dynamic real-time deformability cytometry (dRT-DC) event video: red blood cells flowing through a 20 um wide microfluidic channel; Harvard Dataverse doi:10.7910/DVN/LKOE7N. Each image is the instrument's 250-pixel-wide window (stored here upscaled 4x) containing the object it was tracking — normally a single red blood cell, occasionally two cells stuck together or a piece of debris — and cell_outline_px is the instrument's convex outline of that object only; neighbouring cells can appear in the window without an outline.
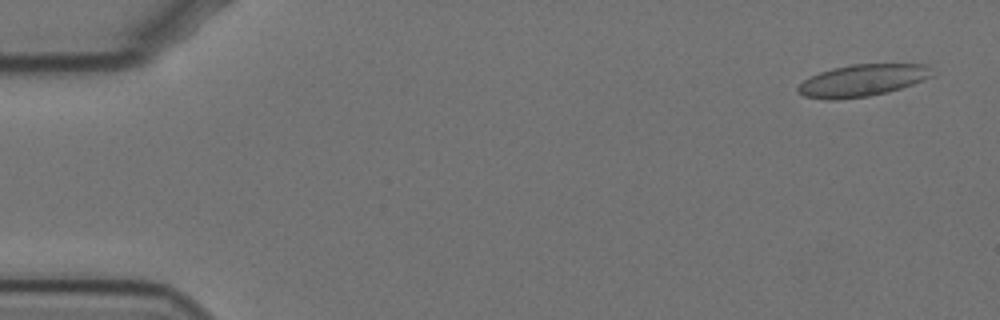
{"species": "Egyptian fruit bat (a non-hibernating species)", "species_latin": "Rousettus aegyptiacus", "temperature_condition": "cold", "stored_images_in_passage": 58, "camera_frame_rate_fps": 3000, "um_per_image_px": 0.085, "animal": {"sex": "female"}, "frame": {"image": 1, "passage_image": 3, "time_ms": 0.667, "image_size_px": [1000, 320], "cell_outline_px": [[932, 76], [924, 80], [888, 92], [868, 96], [836, 100], [824, 100], [804, 96], [796, 92], [796, 88], [804, 80], [820, 72], [832, 68], [852, 64], [928, 64]], "centroid_in_image_um": [73.26, 6.84], "position_along_channel_um": 11.7, "area_um2": 24.97}}
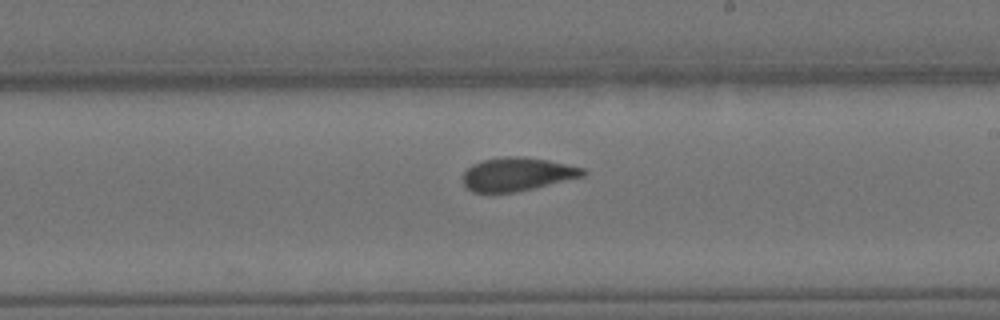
{"frame": {"image": 2, "passage_image": 34, "time_ms": 11.0, "image_size_px": [1000, 320], "cell_outline_px": [[588, 172], [584, 176], [516, 192], [472, 192], [464, 188], [460, 176], [472, 164], [484, 160], [504, 156], [524, 156], [548, 160], [584, 168]], "centroid_in_image_um": [43.92, 14.8], "position_along_channel_um": 245.1, "area_um2": 23.58}}
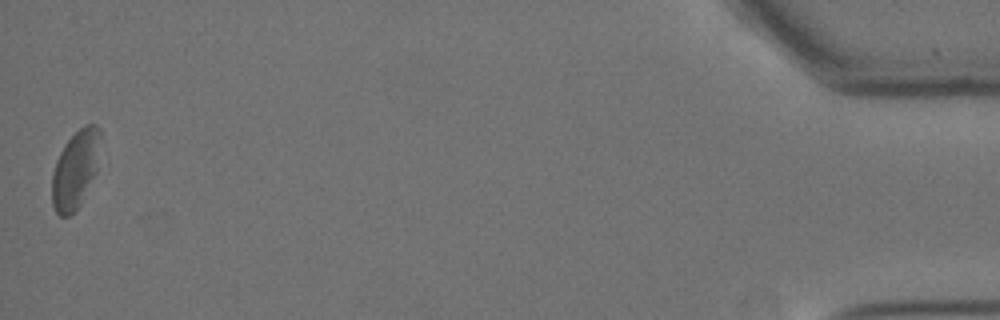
{"frame": {"image": 3, "passage_image": 58, "time_ms": 19.0, "image_size_px": [1000, 320], "cell_outline_px": [[100, 136], [96, 172], [76, 212], [68, 216], [60, 216], [56, 212], [52, 204], [52, 172], [56, 160], [64, 144], [84, 124], [96, 124], [100, 128]], "centroid_in_image_um": [6.39, 14.41], "position_along_channel_um": 428.8, "area_um2": 21.91}, "authors_computed_cell_mechanics": {"area_um2": 24.1315, "velocity_mm_per_s": 3.4533, "shape_relaxation_time_tau1_ms": 9.725, "shape_relaxation_time_tau2_ms": 1.5026, "deformation_change_tau1": 0.1703, "deformation_change_tau2": 0.0369}}